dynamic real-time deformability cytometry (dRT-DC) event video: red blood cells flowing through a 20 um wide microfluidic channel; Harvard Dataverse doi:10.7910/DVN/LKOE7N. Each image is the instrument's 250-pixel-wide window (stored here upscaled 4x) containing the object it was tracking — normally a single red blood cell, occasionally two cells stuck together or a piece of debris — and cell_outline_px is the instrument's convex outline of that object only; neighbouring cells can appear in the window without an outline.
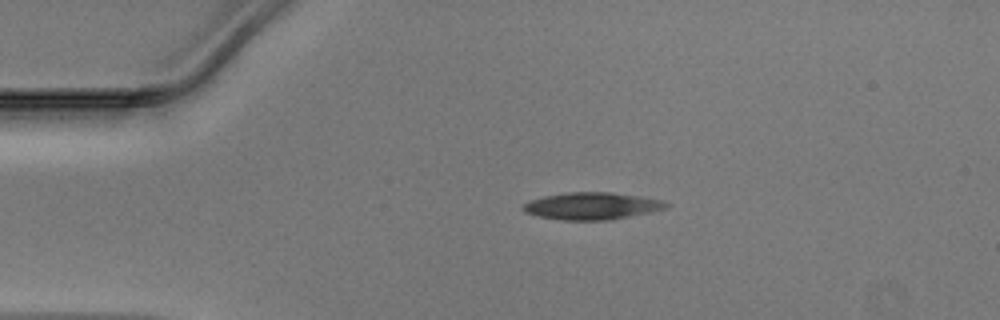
{"species": "Egyptian fruit bat (a non-hibernating species)", "species_latin": "Rousettus aegyptiacus", "temperature_condition": "warm", "stored_images_in_passage": 39, "camera_frame_rate_fps": 3000, "um_per_image_px": 0.085, "animal": {"sex": "male"}, "frame": {"image": 1, "passage_image": 1, "time_ms": 0.0, "image_size_px": [1000, 320], "cell_outline_px": [[672, 204], [668, 208], [652, 212], [612, 220], [560, 220], [540, 216], [524, 212], [520, 208], [524, 204], [532, 200], [544, 196], [568, 192], [608, 192], [640, 196], [664, 200]], "centroid_in_image_um": [50.38, 17.51], "position_along_channel_um": 34.6, "area_um2": 22.83}}
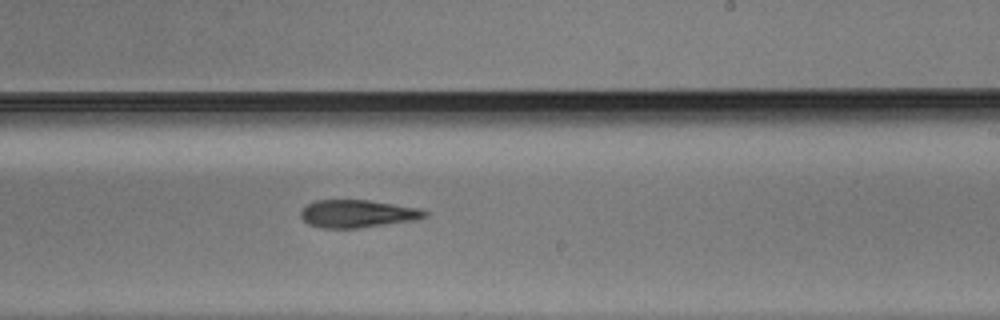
{"frame": {"image": 2, "passage_image": 20, "time_ms": 6.333, "image_size_px": [1000, 320], "cell_outline_px": [[428, 216], [416, 220], [356, 228], [320, 228], [308, 224], [300, 216], [300, 212], [308, 204], [316, 200], [368, 200], [420, 208], [428, 212]], "centroid_in_image_um": [30.4, 18.16], "position_along_channel_um": 258.6, "area_um2": 20.0}}
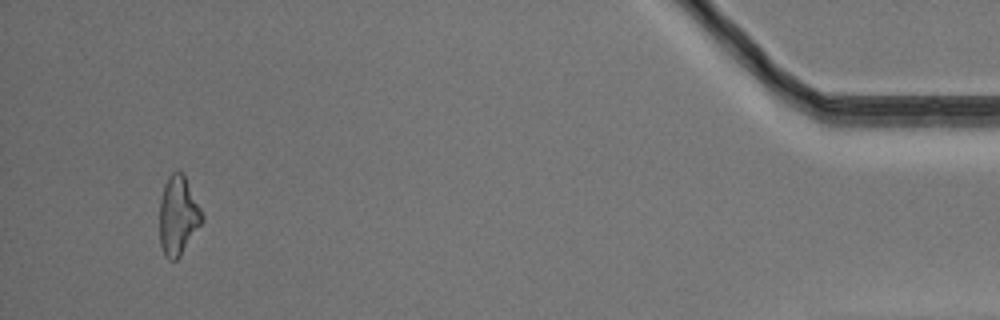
{"frame": {"image": 3, "passage_image": 37, "time_ms": 12.0, "image_size_px": [1000, 320], "cell_outline_px": [[204, 220], [180, 256], [176, 260], [168, 260], [164, 256], [160, 244], [160, 200], [164, 184], [168, 176], [172, 172], [184, 172], [204, 216]], "centroid_in_image_um": [15.14, 18.32], "position_along_channel_um": 420.1, "area_um2": 19.71}}